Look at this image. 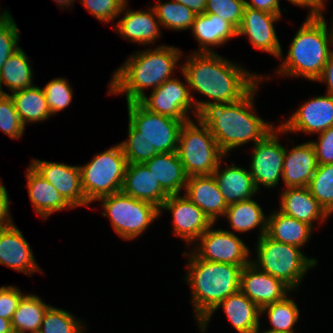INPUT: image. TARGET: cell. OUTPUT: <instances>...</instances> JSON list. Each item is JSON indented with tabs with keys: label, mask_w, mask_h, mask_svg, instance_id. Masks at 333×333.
<instances>
[{
	"label": "cell",
	"mask_w": 333,
	"mask_h": 333,
	"mask_svg": "<svg viewBox=\"0 0 333 333\" xmlns=\"http://www.w3.org/2000/svg\"><path fill=\"white\" fill-rule=\"evenodd\" d=\"M121 191L135 199L151 203L159 209L169 197L146 165L141 163L127 164Z\"/></svg>",
	"instance_id": "484cf974"
},
{
	"label": "cell",
	"mask_w": 333,
	"mask_h": 333,
	"mask_svg": "<svg viewBox=\"0 0 333 333\" xmlns=\"http://www.w3.org/2000/svg\"><path fill=\"white\" fill-rule=\"evenodd\" d=\"M220 307L236 332L254 333L260 327L261 309L239 290L226 297L197 325L201 333H206L212 316Z\"/></svg>",
	"instance_id": "ffe728a7"
},
{
	"label": "cell",
	"mask_w": 333,
	"mask_h": 333,
	"mask_svg": "<svg viewBox=\"0 0 333 333\" xmlns=\"http://www.w3.org/2000/svg\"><path fill=\"white\" fill-rule=\"evenodd\" d=\"M183 255L187 258L183 277L191 290L194 318L199 324L226 297L240 290L242 267L200 259L191 249Z\"/></svg>",
	"instance_id": "5b68a950"
},
{
	"label": "cell",
	"mask_w": 333,
	"mask_h": 333,
	"mask_svg": "<svg viewBox=\"0 0 333 333\" xmlns=\"http://www.w3.org/2000/svg\"><path fill=\"white\" fill-rule=\"evenodd\" d=\"M183 193L212 223L223 218L228 207L213 175L190 176Z\"/></svg>",
	"instance_id": "cb8c5ba5"
},
{
	"label": "cell",
	"mask_w": 333,
	"mask_h": 333,
	"mask_svg": "<svg viewBox=\"0 0 333 333\" xmlns=\"http://www.w3.org/2000/svg\"><path fill=\"white\" fill-rule=\"evenodd\" d=\"M317 167L315 148L311 141L296 144L291 149L285 146L282 176L284 188L307 187Z\"/></svg>",
	"instance_id": "603a6c76"
},
{
	"label": "cell",
	"mask_w": 333,
	"mask_h": 333,
	"mask_svg": "<svg viewBox=\"0 0 333 333\" xmlns=\"http://www.w3.org/2000/svg\"><path fill=\"white\" fill-rule=\"evenodd\" d=\"M244 8V0H207L205 14H216L238 30Z\"/></svg>",
	"instance_id": "b9f144b4"
},
{
	"label": "cell",
	"mask_w": 333,
	"mask_h": 333,
	"mask_svg": "<svg viewBox=\"0 0 333 333\" xmlns=\"http://www.w3.org/2000/svg\"><path fill=\"white\" fill-rule=\"evenodd\" d=\"M9 210L10 200L8 191L0 180V230L8 228L14 223Z\"/></svg>",
	"instance_id": "7dc6e473"
},
{
	"label": "cell",
	"mask_w": 333,
	"mask_h": 333,
	"mask_svg": "<svg viewBox=\"0 0 333 333\" xmlns=\"http://www.w3.org/2000/svg\"><path fill=\"white\" fill-rule=\"evenodd\" d=\"M127 164L119 143L98 152L83 166L79 165L82 189L87 202L91 204L102 197L120 192Z\"/></svg>",
	"instance_id": "ba28073f"
},
{
	"label": "cell",
	"mask_w": 333,
	"mask_h": 333,
	"mask_svg": "<svg viewBox=\"0 0 333 333\" xmlns=\"http://www.w3.org/2000/svg\"><path fill=\"white\" fill-rule=\"evenodd\" d=\"M41 177L53 185L75 208L90 206L82 189L80 168L64 162L32 159L29 164Z\"/></svg>",
	"instance_id": "e0dca14e"
},
{
	"label": "cell",
	"mask_w": 333,
	"mask_h": 333,
	"mask_svg": "<svg viewBox=\"0 0 333 333\" xmlns=\"http://www.w3.org/2000/svg\"><path fill=\"white\" fill-rule=\"evenodd\" d=\"M279 126L288 133L319 134L333 126V96L325 93L301 103Z\"/></svg>",
	"instance_id": "9a60e30c"
},
{
	"label": "cell",
	"mask_w": 333,
	"mask_h": 333,
	"mask_svg": "<svg viewBox=\"0 0 333 333\" xmlns=\"http://www.w3.org/2000/svg\"><path fill=\"white\" fill-rule=\"evenodd\" d=\"M180 73L188 84L193 102L199 111L210 103H232L243 98L261 79L244 66L235 64L218 53H194L186 56ZM197 91L209 100H198Z\"/></svg>",
	"instance_id": "6da1fadb"
},
{
	"label": "cell",
	"mask_w": 333,
	"mask_h": 333,
	"mask_svg": "<svg viewBox=\"0 0 333 333\" xmlns=\"http://www.w3.org/2000/svg\"><path fill=\"white\" fill-rule=\"evenodd\" d=\"M128 138H143L158 153L177 152L179 133L184 122L192 119H175L154 113L139 101L127 102Z\"/></svg>",
	"instance_id": "30bf717a"
},
{
	"label": "cell",
	"mask_w": 333,
	"mask_h": 333,
	"mask_svg": "<svg viewBox=\"0 0 333 333\" xmlns=\"http://www.w3.org/2000/svg\"><path fill=\"white\" fill-rule=\"evenodd\" d=\"M161 26L165 29L183 31L191 29L196 14L188 7L176 1L157 0L152 6Z\"/></svg>",
	"instance_id": "d590c367"
},
{
	"label": "cell",
	"mask_w": 333,
	"mask_h": 333,
	"mask_svg": "<svg viewBox=\"0 0 333 333\" xmlns=\"http://www.w3.org/2000/svg\"><path fill=\"white\" fill-rule=\"evenodd\" d=\"M282 17L245 6L237 36H247L254 48L279 58L282 47L274 23L280 21Z\"/></svg>",
	"instance_id": "2e32d148"
},
{
	"label": "cell",
	"mask_w": 333,
	"mask_h": 333,
	"mask_svg": "<svg viewBox=\"0 0 333 333\" xmlns=\"http://www.w3.org/2000/svg\"><path fill=\"white\" fill-rule=\"evenodd\" d=\"M254 333H272V332H268L266 330H263L262 332H260V327H259Z\"/></svg>",
	"instance_id": "11a10c76"
},
{
	"label": "cell",
	"mask_w": 333,
	"mask_h": 333,
	"mask_svg": "<svg viewBox=\"0 0 333 333\" xmlns=\"http://www.w3.org/2000/svg\"><path fill=\"white\" fill-rule=\"evenodd\" d=\"M268 78L272 77L262 74V79L238 101L210 103L198 111L196 118L208 127L226 156L244 144L257 143L276 127L258 116L254 105L258 87Z\"/></svg>",
	"instance_id": "7a4b0ae2"
},
{
	"label": "cell",
	"mask_w": 333,
	"mask_h": 333,
	"mask_svg": "<svg viewBox=\"0 0 333 333\" xmlns=\"http://www.w3.org/2000/svg\"><path fill=\"white\" fill-rule=\"evenodd\" d=\"M280 195L279 210L283 214L307 223L316 229L314 223L323 225L330 215L312 196L308 187L285 188Z\"/></svg>",
	"instance_id": "7402d4cb"
},
{
	"label": "cell",
	"mask_w": 333,
	"mask_h": 333,
	"mask_svg": "<svg viewBox=\"0 0 333 333\" xmlns=\"http://www.w3.org/2000/svg\"><path fill=\"white\" fill-rule=\"evenodd\" d=\"M25 127L11 96L0 94V130L11 139L18 140L25 133Z\"/></svg>",
	"instance_id": "60d3db41"
},
{
	"label": "cell",
	"mask_w": 333,
	"mask_h": 333,
	"mask_svg": "<svg viewBox=\"0 0 333 333\" xmlns=\"http://www.w3.org/2000/svg\"><path fill=\"white\" fill-rule=\"evenodd\" d=\"M225 156L218 164V167L212 174L218 184L219 190L223 195L227 205L237 203L253 198L258 190L255 187L249 169L242 166L228 164L221 168Z\"/></svg>",
	"instance_id": "4316f807"
},
{
	"label": "cell",
	"mask_w": 333,
	"mask_h": 333,
	"mask_svg": "<svg viewBox=\"0 0 333 333\" xmlns=\"http://www.w3.org/2000/svg\"><path fill=\"white\" fill-rule=\"evenodd\" d=\"M9 95L13 99L16 111L25 126L28 123L43 122L52 116L44 89L38 85L15 91Z\"/></svg>",
	"instance_id": "1f68e13d"
},
{
	"label": "cell",
	"mask_w": 333,
	"mask_h": 333,
	"mask_svg": "<svg viewBox=\"0 0 333 333\" xmlns=\"http://www.w3.org/2000/svg\"><path fill=\"white\" fill-rule=\"evenodd\" d=\"M182 56L179 48L166 44L134 52L113 72L107 94H124L127 102L139 101L146 95V89L154 90L175 77L176 69L181 71L178 63Z\"/></svg>",
	"instance_id": "3957f363"
},
{
	"label": "cell",
	"mask_w": 333,
	"mask_h": 333,
	"mask_svg": "<svg viewBox=\"0 0 333 333\" xmlns=\"http://www.w3.org/2000/svg\"><path fill=\"white\" fill-rule=\"evenodd\" d=\"M267 219L266 235L271 239L302 249L315 231L307 223L287 216L278 210L272 211Z\"/></svg>",
	"instance_id": "f546056e"
},
{
	"label": "cell",
	"mask_w": 333,
	"mask_h": 333,
	"mask_svg": "<svg viewBox=\"0 0 333 333\" xmlns=\"http://www.w3.org/2000/svg\"><path fill=\"white\" fill-rule=\"evenodd\" d=\"M310 141L315 148L318 165L333 164V126L319 133L317 141Z\"/></svg>",
	"instance_id": "bcb514c9"
},
{
	"label": "cell",
	"mask_w": 333,
	"mask_h": 333,
	"mask_svg": "<svg viewBox=\"0 0 333 333\" xmlns=\"http://www.w3.org/2000/svg\"><path fill=\"white\" fill-rule=\"evenodd\" d=\"M42 88L51 115H57L72 102L73 90L66 78H53Z\"/></svg>",
	"instance_id": "f35d334b"
},
{
	"label": "cell",
	"mask_w": 333,
	"mask_h": 333,
	"mask_svg": "<svg viewBox=\"0 0 333 333\" xmlns=\"http://www.w3.org/2000/svg\"><path fill=\"white\" fill-rule=\"evenodd\" d=\"M296 32L286 57L281 51L278 59L282 63L275 73L280 77H303L316 81L333 52V23L329 28L324 13L306 16Z\"/></svg>",
	"instance_id": "277c9868"
},
{
	"label": "cell",
	"mask_w": 333,
	"mask_h": 333,
	"mask_svg": "<svg viewBox=\"0 0 333 333\" xmlns=\"http://www.w3.org/2000/svg\"><path fill=\"white\" fill-rule=\"evenodd\" d=\"M33 74L29 58L20 48L6 60L0 70V94H10L4 91L3 86L8 87L11 93L33 87Z\"/></svg>",
	"instance_id": "d6a6232c"
},
{
	"label": "cell",
	"mask_w": 333,
	"mask_h": 333,
	"mask_svg": "<svg viewBox=\"0 0 333 333\" xmlns=\"http://www.w3.org/2000/svg\"><path fill=\"white\" fill-rule=\"evenodd\" d=\"M57 5H59V7H61L62 9H70V7L72 8L74 1L75 0H53Z\"/></svg>",
	"instance_id": "db71d44e"
},
{
	"label": "cell",
	"mask_w": 333,
	"mask_h": 333,
	"mask_svg": "<svg viewBox=\"0 0 333 333\" xmlns=\"http://www.w3.org/2000/svg\"><path fill=\"white\" fill-rule=\"evenodd\" d=\"M97 202H102V215L109 219L113 230L128 241L141 236L160 217L158 207L122 191L102 197Z\"/></svg>",
	"instance_id": "9c48e42d"
},
{
	"label": "cell",
	"mask_w": 333,
	"mask_h": 333,
	"mask_svg": "<svg viewBox=\"0 0 333 333\" xmlns=\"http://www.w3.org/2000/svg\"><path fill=\"white\" fill-rule=\"evenodd\" d=\"M83 7L102 23H115L128 0H79Z\"/></svg>",
	"instance_id": "7bdbcfd3"
},
{
	"label": "cell",
	"mask_w": 333,
	"mask_h": 333,
	"mask_svg": "<svg viewBox=\"0 0 333 333\" xmlns=\"http://www.w3.org/2000/svg\"><path fill=\"white\" fill-rule=\"evenodd\" d=\"M266 313L272 333H297L294 329L300 317L295 301L287 295L284 299L261 308V316Z\"/></svg>",
	"instance_id": "e575fe53"
},
{
	"label": "cell",
	"mask_w": 333,
	"mask_h": 333,
	"mask_svg": "<svg viewBox=\"0 0 333 333\" xmlns=\"http://www.w3.org/2000/svg\"><path fill=\"white\" fill-rule=\"evenodd\" d=\"M19 34L18 25L7 9L0 17V70L6 60L21 48Z\"/></svg>",
	"instance_id": "ab89813d"
},
{
	"label": "cell",
	"mask_w": 333,
	"mask_h": 333,
	"mask_svg": "<svg viewBox=\"0 0 333 333\" xmlns=\"http://www.w3.org/2000/svg\"><path fill=\"white\" fill-rule=\"evenodd\" d=\"M25 293L15 286L0 287V317L11 320L13 313Z\"/></svg>",
	"instance_id": "f6af8a7d"
},
{
	"label": "cell",
	"mask_w": 333,
	"mask_h": 333,
	"mask_svg": "<svg viewBox=\"0 0 333 333\" xmlns=\"http://www.w3.org/2000/svg\"><path fill=\"white\" fill-rule=\"evenodd\" d=\"M177 154L188 177L212 175L226 156L208 127L197 118H192L182 125Z\"/></svg>",
	"instance_id": "52a82bcc"
},
{
	"label": "cell",
	"mask_w": 333,
	"mask_h": 333,
	"mask_svg": "<svg viewBox=\"0 0 333 333\" xmlns=\"http://www.w3.org/2000/svg\"><path fill=\"white\" fill-rule=\"evenodd\" d=\"M172 214L173 234L192 246L197 239L213 224L204 212L184 194L169 195L161 206Z\"/></svg>",
	"instance_id": "5bb4252c"
},
{
	"label": "cell",
	"mask_w": 333,
	"mask_h": 333,
	"mask_svg": "<svg viewBox=\"0 0 333 333\" xmlns=\"http://www.w3.org/2000/svg\"><path fill=\"white\" fill-rule=\"evenodd\" d=\"M50 306L36 294H24L11 319L14 333H38Z\"/></svg>",
	"instance_id": "836d02e7"
},
{
	"label": "cell",
	"mask_w": 333,
	"mask_h": 333,
	"mask_svg": "<svg viewBox=\"0 0 333 333\" xmlns=\"http://www.w3.org/2000/svg\"><path fill=\"white\" fill-rule=\"evenodd\" d=\"M281 1V0H279ZM294 4L297 7L308 8L309 10L308 16L317 15L323 13L326 9V1L325 0H287Z\"/></svg>",
	"instance_id": "681fc988"
},
{
	"label": "cell",
	"mask_w": 333,
	"mask_h": 333,
	"mask_svg": "<svg viewBox=\"0 0 333 333\" xmlns=\"http://www.w3.org/2000/svg\"><path fill=\"white\" fill-rule=\"evenodd\" d=\"M127 163L144 164L158 154L155 147L143 138H127L120 143Z\"/></svg>",
	"instance_id": "ee69618b"
},
{
	"label": "cell",
	"mask_w": 333,
	"mask_h": 333,
	"mask_svg": "<svg viewBox=\"0 0 333 333\" xmlns=\"http://www.w3.org/2000/svg\"><path fill=\"white\" fill-rule=\"evenodd\" d=\"M7 9L5 8L2 13H0V17L4 14V12L6 11Z\"/></svg>",
	"instance_id": "9f6ffc18"
},
{
	"label": "cell",
	"mask_w": 333,
	"mask_h": 333,
	"mask_svg": "<svg viewBox=\"0 0 333 333\" xmlns=\"http://www.w3.org/2000/svg\"><path fill=\"white\" fill-rule=\"evenodd\" d=\"M246 7L262 10L275 15H282L279 0H244Z\"/></svg>",
	"instance_id": "c3c4849f"
},
{
	"label": "cell",
	"mask_w": 333,
	"mask_h": 333,
	"mask_svg": "<svg viewBox=\"0 0 333 333\" xmlns=\"http://www.w3.org/2000/svg\"><path fill=\"white\" fill-rule=\"evenodd\" d=\"M0 333H14L11 320L0 317Z\"/></svg>",
	"instance_id": "f5cc1de1"
},
{
	"label": "cell",
	"mask_w": 333,
	"mask_h": 333,
	"mask_svg": "<svg viewBox=\"0 0 333 333\" xmlns=\"http://www.w3.org/2000/svg\"><path fill=\"white\" fill-rule=\"evenodd\" d=\"M213 223L192 245V252L210 262L234 264L242 268L251 262V251L231 230L212 229Z\"/></svg>",
	"instance_id": "7c38bea8"
},
{
	"label": "cell",
	"mask_w": 333,
	"mask_h": 333,
	"mask_svg": "<svg viewBox=\"0 0 333 333\" xmlns=\"http://www.w3.org/2000/svg\"><path fill=\"white\" fill-rule=\"evenodd\" d=\"M190 8L195 14L205 13L207 0H173Z\"/></svg>",
	"instance_id": "816d5d0a"
},
{
	"label": "cell",
	"mask_w": 333,
	"mask_h": 333,
	"mask_svg": "<svg viewBox=\"0 0 333 333\" xmlns=\"http://www.w3.org/2000/svg\"><path fill=\"white\" fill-rule=\"evenodd\" d=\"M144 164L168 195L183 194L188 176L177 152L158 153Z\"/></svg>",
	"instance_id": "f1b7e54d"
},
{
	"label": "cell",
	"mask_w": 333,
	"mask_h": 333,
	"mask_svg": "<svg viewBox=\"0 0 333 333\" xmlns=\"http://www.w3.org/2000/svg\"><path fill=\"white\" fill-rule=\"evenodd\" d=\"M277 126L251 148L249 172L258 191L262 185L268 189L277 188L283 176L285 147L278 135L283 136L286 132Z\"/></svg>",
	"instance_id": "8fae6325"
},
{
	"label": "cell",
	"mask_w": 333,
	"mask_h": 333,
	"mask_svg": "<svg viewBox=\"0 0 333 333\" xmlns=\"http://www.w3.org/2000/svg\"><path fill=\"white\" fill-rule=\"evenodd\" d=\"M235 232L245 233L259 227L257 239L266 234L268 216L253 198L228 205L224 216Z\"/></svg>",
	"instance_id": "4dcf8cb0"
},
{
	"label": "cell",
	"mask_w": 333,
	"mask_h": 333,
	"mask_svg": "<svg viewBox=\"0 0 333 333\" xmlns=\"http://www.w3.org/2000/svg\"><path fill=\"white\" fill-rule=\"evenodd\" d=\"M240 291L261 309L284 299L293 290L250 262L241 270Z\"/></svg>",
	"instance_id": "ac0fdd59"
},
{
	"label": "cell",
	"mask_w": 333,
	"mask_h": 333,
	"mask_svg": "<svg viewBox=\"0 0 333 333\" xmlns=\"http://www.w3.org/2000/svg\"><path fill=\"white\" fill-rule=\"evenodd\" d=\"M0 264L30 277L43 271L36 262L30 244L14 223L0 230Z\"/></svg>",
	"instance_id": "44dd1931"
},
{
	"label": "cell",
	"mask_w": 333,
	"mask_h": 333,
	"mask_svg": "<svg viewBox=\"0 0 333 333\" xmlns=\"http://www.w3.org/2000/svg\"><path fill=\"white\" fill-rule=\"evenodd\" d=\"M83 322L64 309L50 306L38 333H83L87 327Z\"/></svg>",
	"instance_id": "8d00e7d4"
},
{
	"label": "cell",
	"mask_w": 333,
	"mask_h": 333,
	"mask_svg": "<svg viewBox=\"0 0 333 333\" xmlns=\"http://www.w3.org/2000/svg\"><path fill=\"white\" fill-rule=\"evenodd\" d=\"M191 32L199 44L194 53H215L211 47H220L238 37L237 30L216 14H196Z\"/></svg>",
	"instance_id": "83f0119b"
},
{
	"label": "cell",
	"mask_w": 333,
	"mask_h": 333,
	"mask_svg": "<svg viewBox=\"0 0 333 333\" xmlns=\"http://www.w3.org/2000/svg\"><path fill=\"white\" fill-rule=\"evenodd\" d=\"M128 1L123 5L121 13L123 17L114 25L115 33L121 38L141 45H151L161 36V25L155 9L149 6L147 10L128 9ZM125 11V12H124ZM117 31V32H116Z\"/></svg>",
	"instance_id": "d6986e66"
},
{
	"label": "cell",
	"mask_w": 333,
	"mask_h": 333,
	"mask_svg": "<svg viewBox=\"0 0 333 333\" xmlns=\"http://www.w3.org/2000/svg\"><path fill=\"white\" fill-rule=\"evenodd\" d=\"M256 243V257L251 258V263L282 280L294 292L300 288L307 272L318 265L317 259L306 256L301 248L275 241L266 234L257 239Z\"/></svg>",
	"instance_id": "8992f818"
},
{
	"label": "cell",
	"mask_w": 333,
	"mask_h": 333,
	"mask_svg": "<svg viewBox=\"0 0 333 333\" xmlns=\"http://www.w3.org/2000/svg\"><path fill=\"white\" fill-rule=\"evenodd\" d=\"M315 82L325 83L327 86L326 93L333 96V52L325 64L321 76Z\"/></svg>",
	"instance_id": "f907efd6"
},
{
	"label": "cell",
	"mask_w": 333,
	"mask_h": 333,
	"mask_svg": "<svg viewBox=\"0 0 333 333\" xmlns=\"http://www.w3.org/2000/svg\"><path fill=\"white\" fill-rule=\"evenodd\" d=\"M150 93L149 97L146 94L139 100L148 110L175 119H191L190 112L195 118L197 117L198 111L189 86L179 78L173 77L166 80Z\"/></svg>",
	"instance_id": "4fadbf2b"
},
{
	"label": "cell",
	"mask_w": 333,
	"mask_h": 333,
	"mask_svg": "<svg viewBox=\"0 0 333 333\" xmlns=\"http://www.w3.org/2000/svg\"><path fill=\"white\" fill-rule=\"evenodd\" d=\"M27 191L35 213L43 220L58 211L72 210L75 207L47 180L41 177L30 165L26 170Z\"/></svg>",
	"instance_id": "d4e9b609"
},
{
	"label": "cell",
	"mask_w": 333,
	"mask_h": 333,
	"mask_svg": "<svg viewBox=\"0 0 333 333\" xmlns=\"http://www.w3.org/2000/svg\"><path fill=\"white\" fill-rule=\"evenodd\" d=\"M307 187L312 196L331 216L333 214V164L318 165Z\"/></svg>",
	"instance_id": "74e56055"
}]
</instances>
